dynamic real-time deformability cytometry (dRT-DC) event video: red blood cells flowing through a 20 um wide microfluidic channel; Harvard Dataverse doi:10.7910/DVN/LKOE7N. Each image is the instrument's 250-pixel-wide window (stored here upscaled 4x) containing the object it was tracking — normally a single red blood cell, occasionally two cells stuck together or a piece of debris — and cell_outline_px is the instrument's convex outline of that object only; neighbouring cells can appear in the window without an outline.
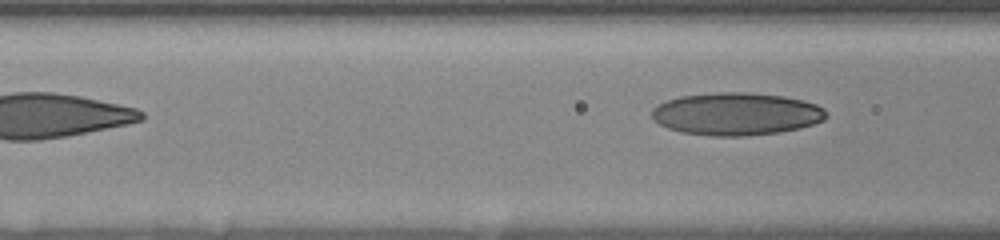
{"species": "human", "species_latin": "Homo sapiens", "temperature_condition": "room temperature", "stored_images_in_passage": 30, "segment_of_instrument_passage": [2, 2], "camera_frame_rate_fps": 3000, "um_per_image_px": 0.085, "donor": {"sex": "female"}, "frame": {"image": 1, "passage_image": 30, "time_ms": 7.0, "image_size_px": [1000, 240], "cell_outline_px": [[828, 116], [824, 120], [800, 128], [780, 132], [744, 136], [712, 136], [680, 132], [668, 128], [652, 120], [652, 108], [656, 104], [680, 96], [716, 92], [744, 92], [780, 96], [804, 100], [816, 104], [824, 108]], "centroid_in_image_um": [62.57, 9.68], "position_along_channel_um": 104.0, "area_um2": 43.47}}